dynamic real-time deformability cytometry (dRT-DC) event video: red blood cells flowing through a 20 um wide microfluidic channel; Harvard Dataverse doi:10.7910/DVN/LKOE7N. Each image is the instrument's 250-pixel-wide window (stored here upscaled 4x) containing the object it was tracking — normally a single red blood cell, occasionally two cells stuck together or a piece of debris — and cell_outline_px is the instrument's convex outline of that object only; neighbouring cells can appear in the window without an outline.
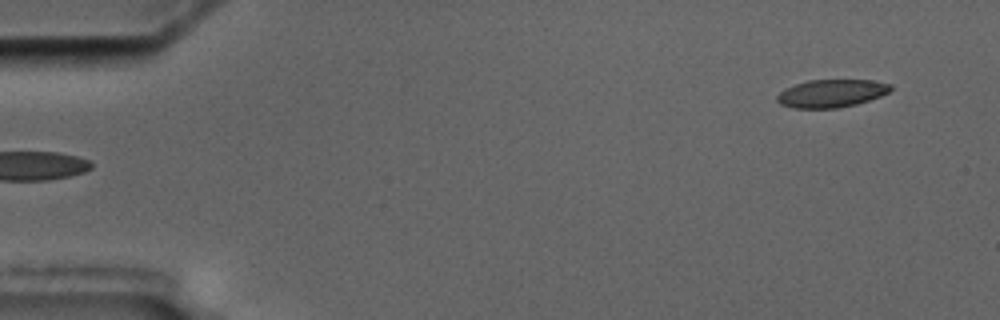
{"species": "common noctule bat (a hibernating species)", "species_latin": "Nyctalus noctula", "temperature_condition": "cold", "stored_images_in_passage": 5, "camera_frame_rate_fps": 3000, "um_per_image_px": 0.085, "animal": {"sex": "male", "body_mass_g": 17.5, "forearm_length_mm": 52.3}, "frame": {"image": 1, "passage_image": 5, "time_ms": 5.333, "image_size_px": [1000, 320], "cell_outline_px": [[892, 88], [888, 92], [880, 96], [856, 104], [836, 108], [792, 108], [780, 104], [776, 100], [776, 96], [784, 88], [808, 80], [872, 80], [892, 84]], "centroid_in_image_um": [70.64, 7.93], "position_along_channel_um": 14.4, "area_um2": 18.44}}